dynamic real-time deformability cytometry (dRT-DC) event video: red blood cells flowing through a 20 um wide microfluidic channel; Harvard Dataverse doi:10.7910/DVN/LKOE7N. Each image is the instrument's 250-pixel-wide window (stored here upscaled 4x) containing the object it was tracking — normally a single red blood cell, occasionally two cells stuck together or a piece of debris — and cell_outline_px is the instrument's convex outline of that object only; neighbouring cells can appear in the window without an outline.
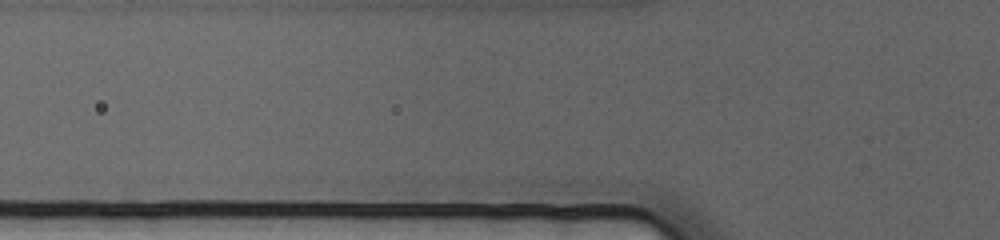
{"species": "human", "species_latin": "Homo sapiens", "temperature_condition": "cold", "stored_images_in_passage": 3, "camera_frame_rate_fps": 3000, "um_per_image_px": 0.085, "donor": {"sex": "female"}, "frame": {"image": 1, "passage_image": 2, "time_ms": 0.333, "image_size_px": [1000, 240], "cell_outline_px": [[340, 204], [164, 204], [172, 200], [280, 180], [320, 180], [324, 184]], "centroid_in_image_um": [22.77, 16.53], "position_along_channel_um": 103.0, "area_um2": 19.77}}